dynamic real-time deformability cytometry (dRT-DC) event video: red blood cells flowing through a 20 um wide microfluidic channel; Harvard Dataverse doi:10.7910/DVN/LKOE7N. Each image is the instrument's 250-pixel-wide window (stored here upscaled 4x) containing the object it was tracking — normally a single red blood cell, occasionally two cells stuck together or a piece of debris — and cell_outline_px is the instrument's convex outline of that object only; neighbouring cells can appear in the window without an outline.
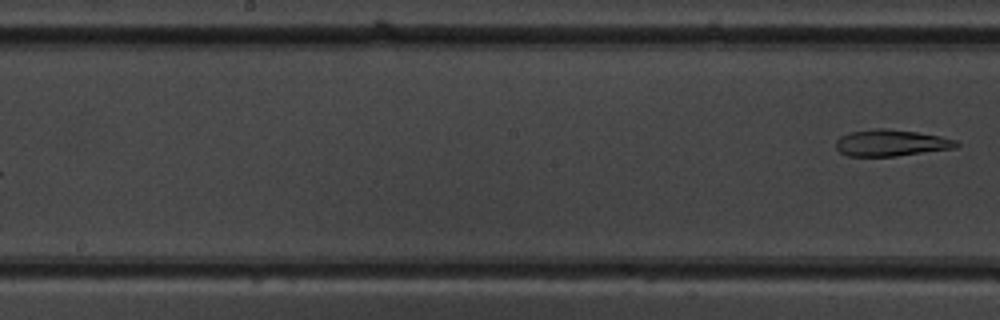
{"species": "common noctule bat (a hibernating species)", "species_latin": "Nyctalus noctula", "temperature_condition": "warm", "stored_images_in_passage": 8, "segment_of_instrument_passage": [2, 2], "camera_frame_rate_fps": 3000, "um_per_image_px": 0.085, "animal": {"sex": "male", "body_mass_g": 19.5, "forearm_length_mm": 54.6}, "frame": {"image": 1, "passage_image": 8, "time_ms": 8.333, "image_size_px": [1000, 320], "cell_outline_px": [[960, 144], [956, 148], [896, 156], [848, 156], [840, 152], [836, 148], [836, 140], [840, 136], [852, 132], [876, 128], [884, 128], [916, 132], [940, 136], [956, 140]], "centroid_in_image_um": [75.75, 12.15], "position_along_channel_um": 172.5, "area_um2": 18.55}}